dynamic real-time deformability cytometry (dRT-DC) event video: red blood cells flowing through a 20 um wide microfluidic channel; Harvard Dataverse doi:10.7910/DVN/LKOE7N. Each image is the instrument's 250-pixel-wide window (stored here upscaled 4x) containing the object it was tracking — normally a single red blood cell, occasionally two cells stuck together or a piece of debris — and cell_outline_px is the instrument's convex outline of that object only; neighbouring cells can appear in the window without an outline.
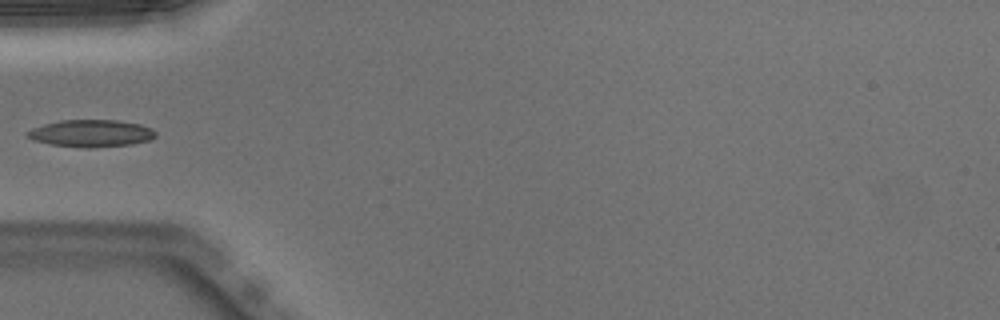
{"species": "Egyptian fruit bat (a non-hibernating species)", "species_latin": "Rousettus aegyptiacus", "temperature_condition": "warm", "stored_images_in_passage": 4, "camera_frame_rate_fps": 3000, "um_per_image_px": 0.085, "animal": {"sex": "male"}, "frame": {"image": 1, "passage_image": 1, "time_ms": 0.0, "image_size_px": [1000, 320], "cell_outline_px": [[156, 136], [148, 140], [132, 144], [92, 148], [88, 148], [52, 144], [32, 140], [24, 132], [32, 128], [44, 124], [60, 120], [116, 120], [140, 124], [152, 128], [156, 132]], "centroid_in_image_um": [7.74, 11.33], "position_along_channel_um": 77.3, "area_um2": 20.29}}